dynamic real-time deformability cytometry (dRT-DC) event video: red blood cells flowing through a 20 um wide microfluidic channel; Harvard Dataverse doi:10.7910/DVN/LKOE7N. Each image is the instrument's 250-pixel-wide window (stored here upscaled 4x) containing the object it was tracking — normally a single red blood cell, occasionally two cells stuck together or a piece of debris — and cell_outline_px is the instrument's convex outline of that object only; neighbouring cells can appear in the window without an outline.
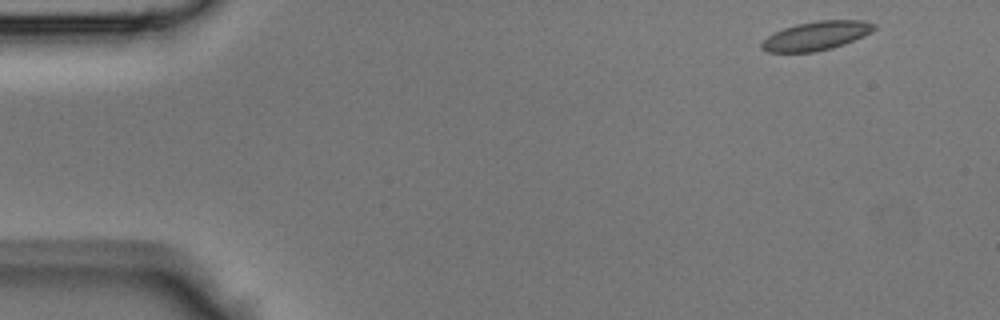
{"species": "Egyptian fruit bat (a non-hibernating species)", "species_latin": "Rousettus aegyptiacus", "temperature_condition": "room temperature", "stored_images_in_passage": 41, "camera_frame_rate_fps": 3000, "um_per_image_px": 0.085, "animal": {"sex": "male"}, "frame": {"image": 1, "passage_image": 1, "time_ms": 0.0, "image_size_px": [1000, 320], "cell_outline_px": [[876, 28], [872, 32], [864, 36], [844, 44], [832, 48], [816, 52], [768, 52], [760, 48], [760, 44], [768, 36], [784, 28], [796, 24], [820, 20], [864, 20], [876, 24]], "centroid_in_image_um": [69.41, 3.04], "position_along_channel_um": 15.6, "area_um2": 18.96}}
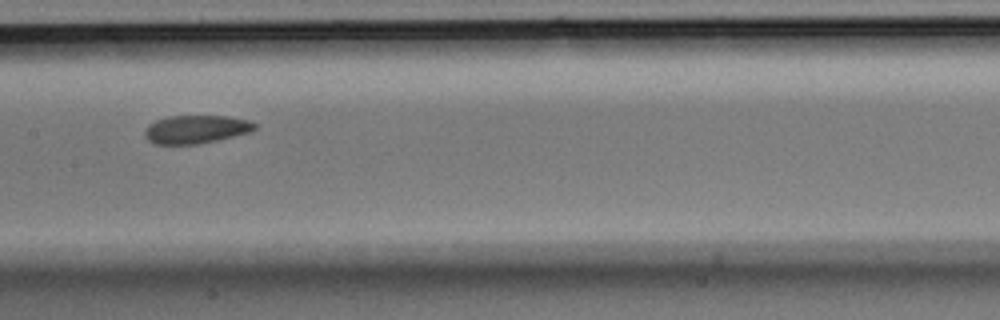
{"frame": {"image": 2, "passage_image": 19, "time_ms": 6.0, "image_size_px": [1000, 320], "cell_outline_px": [[256, 128], [252, 132], [200, 144], [156, 144], [148, 140], [144, 136], [144, 128], [148, 124], [156, 120], [168, 116], [228, 116], [248, 120], [256, 124]], "centroid_in_image_um": [16.65, 10.99], "position_along_channel_um": 190.8, "area_um2": 18.26}}
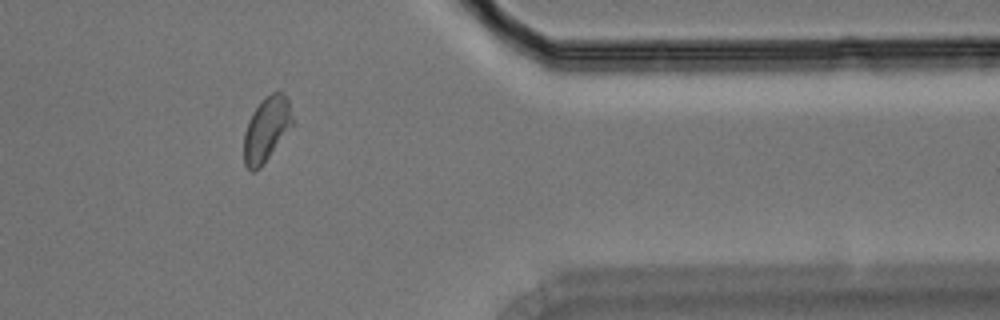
{"frame": {"image": 3, "passage_image": 33, "time_ms": 10.667, "image_size_px": [1000, 320], "cell_outline_px": [[292, 124], [260, 168], [252, 172], [244, 164], [244, 132], [248, 120], [252, 112], [264, 96], [272, 92], [284, 92], [288, 96], [292, 116]], "centroid_in_image_um": [22.63, 10.93], "position_along_channel_um": 388.8, "area_um2": 18.09}}